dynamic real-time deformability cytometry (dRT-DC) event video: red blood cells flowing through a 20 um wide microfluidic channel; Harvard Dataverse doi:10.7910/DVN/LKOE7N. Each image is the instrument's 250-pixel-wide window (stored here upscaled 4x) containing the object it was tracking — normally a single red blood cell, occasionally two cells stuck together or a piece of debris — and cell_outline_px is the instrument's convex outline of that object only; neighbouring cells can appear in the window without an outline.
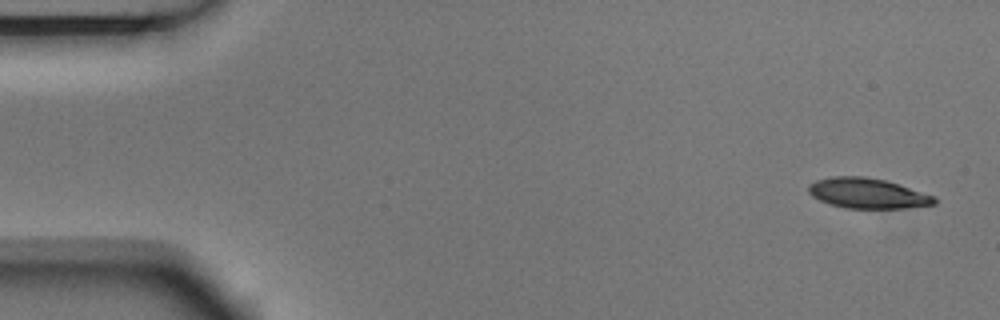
{"species": "Egyptian fruit bat (a non-hibernating species)", "species_latin": "Rousettus aegyptiacus", "temperature_condition": "room temperature", "stored_images_in_passage": 7, "camera_frame_rate_fps": 3000, "um_per_image_px": 0.085, "animal": {"sex": "male"}, "frame": {"image": 1, "passage_image": 1, "time_ms": 0.0, "image_size_px": [1000, 320], "cell_outline_px": [[936, 204], [904, 208], [848, 208], [832, 204], [820, 200], [812, 196], [808, 192], [808, 184], [816, 180], [832, 176], [864, 176], [884, 180], [936, 196]], "centroid_in_image_um": [73.73, 16.42], "position_along_channel_um": 11.3, "area_um2": 22.02}}
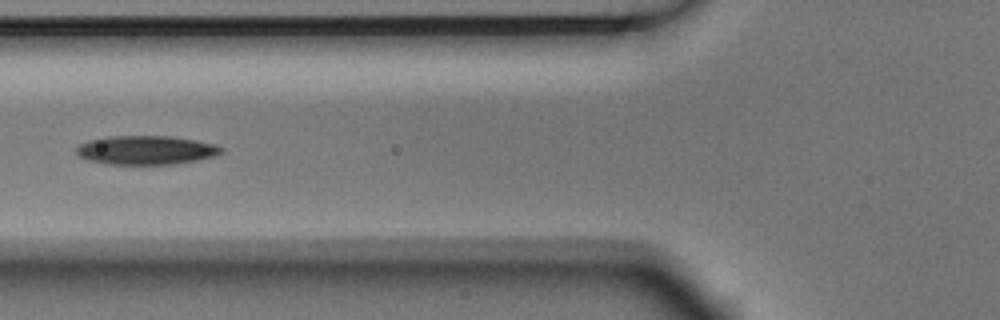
{"frame": {"image": 2, "passage_image": 6, "time_ms": 1.667, "image_size_px": [1000, 320], "cell_outline_px": [[224, 148], [216, 156], [196, 160], [172, 164], [108, 164], [88, 160], [80, 156], [76, 152], [76, 148], [80, 144], [88, 140], [108, 136], [172, 136], [216, 144]], "centroid_in_image_um": [12.41, 12.75], "position_along_channel_um": 113.4, "area_um2": 24.33}}
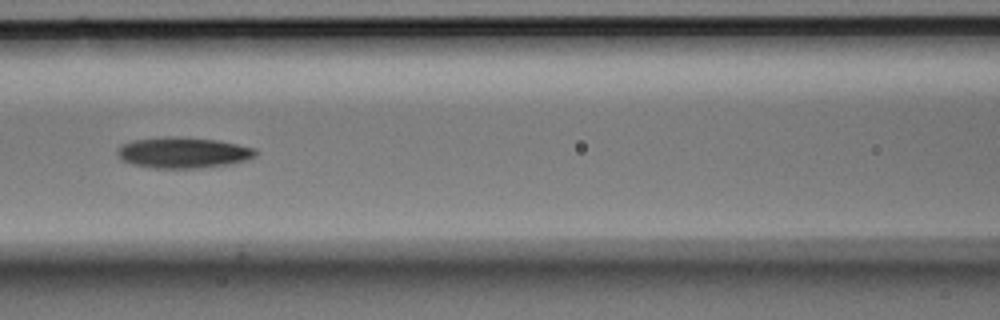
{"frame": {"image": 3, "passage_image": 7, "time_ms": 2.0, "image_size_px": [1000, 320], "cell_outline_px": [[260, 152], [256, 156], [248, 160], [232, 164], [200, 168], [152, 168], [132, 164], [120, 160], [116, 152], [120, 144], [132, 140], [168, 136], [180, 136], [216, 140], [256, 148]], "centroid_in_image_um": [15.57, 12.97], "position_along_channel_um": 151.0, "area_um2": 25.37}}